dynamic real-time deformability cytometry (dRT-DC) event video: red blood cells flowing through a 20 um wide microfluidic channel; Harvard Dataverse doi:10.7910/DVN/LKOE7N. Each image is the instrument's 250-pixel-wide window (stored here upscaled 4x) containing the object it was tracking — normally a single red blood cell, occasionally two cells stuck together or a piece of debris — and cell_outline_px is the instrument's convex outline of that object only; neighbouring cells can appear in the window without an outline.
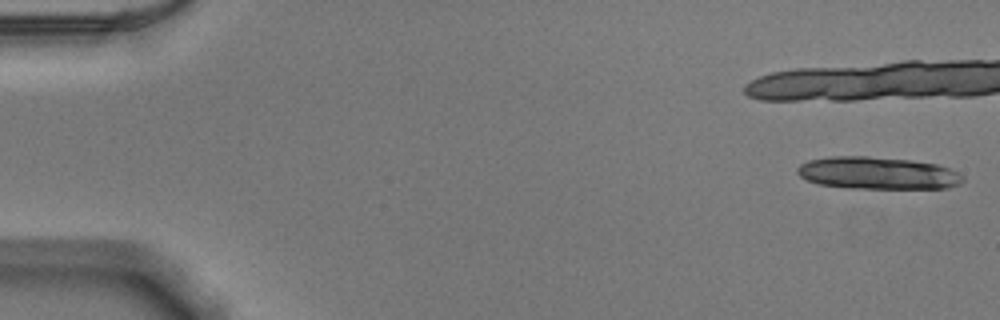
{"species": "Egyptian fruit bat (a non-hibernating species)", "species_latin": "Rousettus aegyptiacus", "temperature_condition": "warm", "stored_images_in_passage": 41, "camera_frame_rate_fps": 3000, "um_per_image_px": 0.085, "animal": {"sex": "male"}, "frame": {"image": 1, "passage_image": 1, "time_ms": 0.0, "image_size_px": [1000, 320], "cell_outline_px": [[964, 180], [960, 184], [948, 188], [848, 188], [820, 184], [808, 180], [800, 176], [796, 172], [796, 168], [800, 164], [808, 160], [828, 156], [868, 156], [912, 160], [936, 164], [948, 168], [964, 176]], "centroid_in_image_um": [74.58, 14.7], "position_along_channel_um": 10.4, "area_um2": 31.27}}
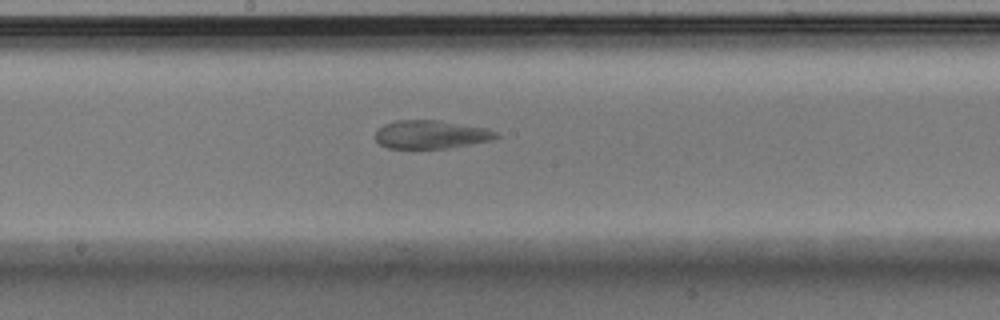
{"frame": {"image": 2, "passage_image": 17, "time_ms": 5.333, "image_size_px": [1000, 320], "cell_outline_px": [[500, 136], [492, 140], [448, 148], [388, 148], [380, 144], [376, 140], [376, 132], [384, 124], [396, 120], [436, 120], [488, 128], [496, 132]], "centroid_in_image_um": [36.65, 11.43], "position_along_channel_um": 211.6, "area_um2": 19.83}}
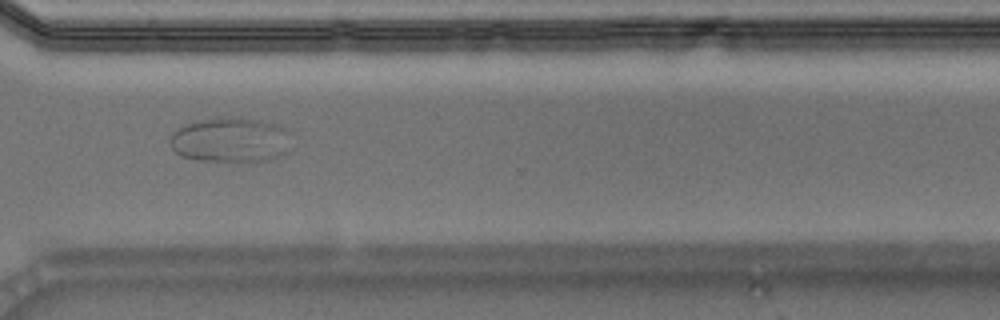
{"frame": {"image": 3, "passage_image": 28, "time_ms": 9.0, "image_size_px": [1000, 320], "cell_outline_px": [[288, 128], [284, 152], [268, 160], [196, 160], [180, 156], [172, 148], [168, 140], [172, 132], [184, 124], [200, 120], [232, 116], [256, 120]], "centroid_in_image_um": [19.46, 11.87], "position_along_channel_um": 351.1, "area_um2": 30.98}}